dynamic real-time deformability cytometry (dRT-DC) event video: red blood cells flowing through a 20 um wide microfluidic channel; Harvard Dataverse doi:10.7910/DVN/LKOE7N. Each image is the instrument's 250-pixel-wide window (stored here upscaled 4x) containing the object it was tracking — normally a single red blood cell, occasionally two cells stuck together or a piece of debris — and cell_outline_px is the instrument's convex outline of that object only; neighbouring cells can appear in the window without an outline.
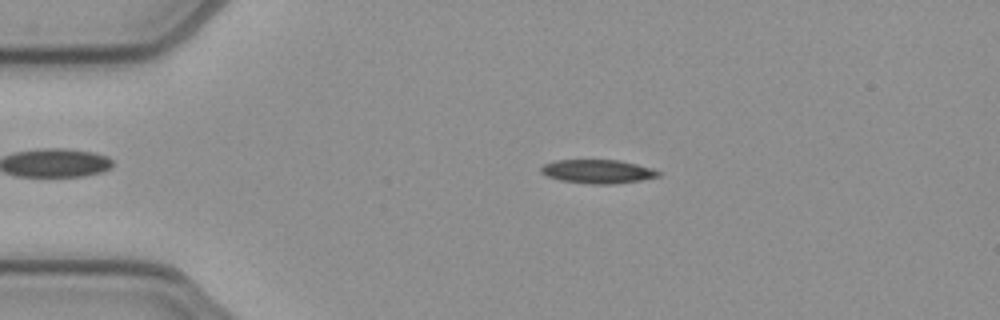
{"species": "common noctule bat (a hibernating species)", "species_latin": "Nyctalus noctula", "temperature_condition": "cold", "stored_images_in_passage": 51, "camera_frame_rate_fps": 3000, "um_per_image_px": 0.085, "animal": {"sex": "female", "body_mass_g": 21.9}, "frame": {"image": 1, "passage_image": 10, "time_ms": 3.0, "image_size_px": [1000, 320], "cell_outline_px": [[660, 176], [640, 180], [612, 184], [588, 184], [560, 180], [548, 176], [540, 172], [540, 168], [544, 164], [556, 160], [620, 160], [652, 168], [660, 172]], "centroid_in_image_um": [50.79, 14.57], "position_along_channel_um": 34.2, "area_um2": 16.18}}
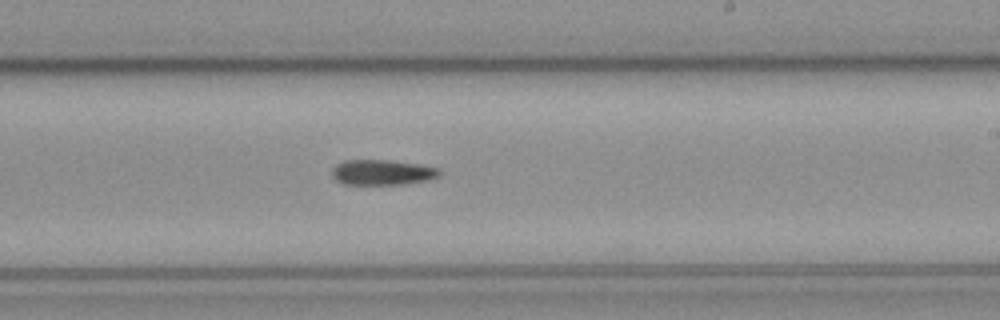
{"frame": {"image": 2, "passage_image": 30, "time_ms": 9.667, "image_size_px": [1000, 320], "cell_outline_px": [[440, 176], [428, 180], [400, 184], [344, 184], [336, 180], [332, 176], [332, 168], [336, 164], [344, 160], [388, 160], [420, 164], [440, 168]], "centroid_in_image_um": [32.49, 14.64], "position_along_channel_um": 256.5, "area_um2": 15.9}}
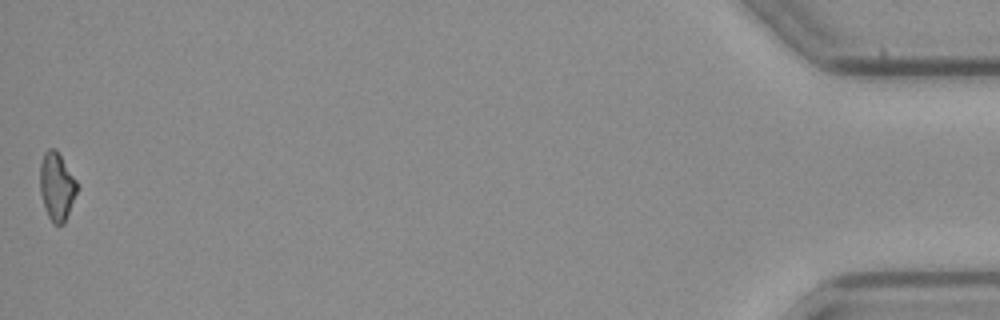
{"frame": {"image": 3, "passage_image": 51, "time_ms": 16.667, "image_size_px": [1000, 320], "cell_outline_px": [[80, 188], [64, 224], [52, 224], [48, 216], [40, 192], [40, 164], [44, 152], [48, 148], [56, 148], [76, 180]], "centroid_in_image_um": [4.85, 15.85], "position_along_channel_um": 430.4, "area_um2": 14.91}, "authors_computed_cell_mechanics": {"area_um2": 15.895, "velocity_mm_per_s": 3.9252, "shape_relaxation_time_tau1_ms": 6.164, "shape_relaxation_time_tau2_ms": null, "deformation_change_tau1": 0.1582, "deformation_change_tau2": null}}